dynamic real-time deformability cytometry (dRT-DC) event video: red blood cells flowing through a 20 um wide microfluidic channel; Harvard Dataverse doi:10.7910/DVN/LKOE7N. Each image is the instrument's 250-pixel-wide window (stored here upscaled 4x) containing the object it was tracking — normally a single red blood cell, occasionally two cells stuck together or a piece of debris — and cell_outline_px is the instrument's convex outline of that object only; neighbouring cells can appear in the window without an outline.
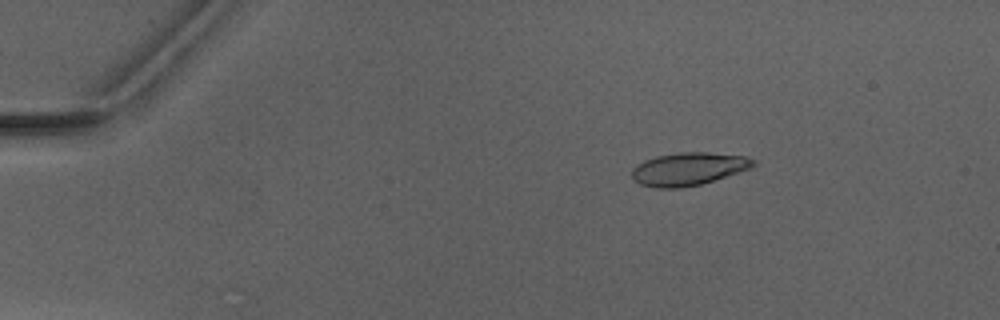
{"species": "Egyptian fruit bat (a non-hibernating species)", "species_latin": "Rousettus aegyptiacus", "temperature_condition": "warm", "stored_images_in_passage": 6, "camera_frame_rate_fps": 3000, "um_per_image_px": 0.085, "animal": {"sex": "male"}, "frame": {"image": 1, "passage_image": 3, "time_ms": 2.333, "image_size_px": [1000, 320], "cell_outline_px": [[756, 164], [748, 168], [700, 184], [680, 188], [656, 188], [640, 184], [632, 180], [632, 168], [636, 164], [644, 160], [656, 156], [680, 152], [708, 152], [748, 156], [756, 160]], "centroid_in_image_um": [58.46, 14.34], "position_along_channel_um": 26.5, "area_um2": 23.18}}